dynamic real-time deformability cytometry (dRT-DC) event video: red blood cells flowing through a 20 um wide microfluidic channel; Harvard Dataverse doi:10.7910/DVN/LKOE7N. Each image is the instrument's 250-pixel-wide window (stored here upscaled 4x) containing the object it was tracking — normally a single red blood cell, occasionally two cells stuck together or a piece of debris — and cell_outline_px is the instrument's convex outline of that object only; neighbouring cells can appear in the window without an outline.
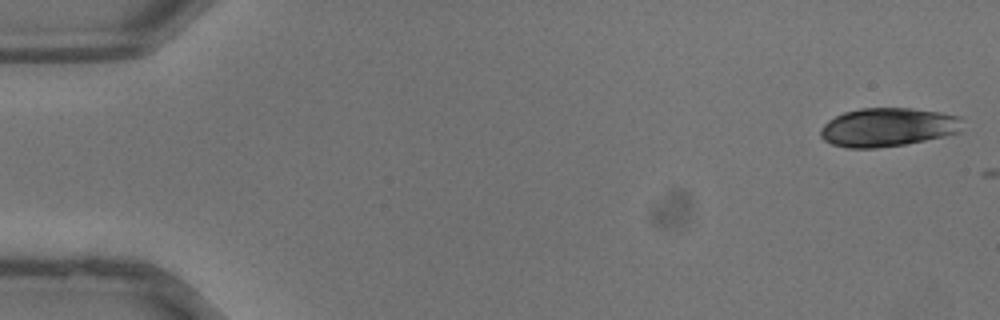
{"species": "common noctule bat (a hibernating species)", "species_latin": "Nyctalus noctula", "temperature_condition": "warm", "stored_images_in_passage": 2, "camera_frame_rate_fps": 3000, "um_per_image_px": 0.085, "animal": {"sex": "male", "body_mass_g": 13.3}, "frame": {"image": 1, "passage_image": 1, "time_ms": 0.0, "image_size_px": [1000, 320], "cell_outline_px": [[960, 132], [944, 136], [904, 144], [876, 148], [848, 148], [832, 144], [824, 140], [820, 136], [820, 128], [828, 120], [844, 112], [860, 108], [912, 108], [940, 112], [960, 116]], "centroid_in_image_um": [75.43, 10.81], "position_along_channel_um": 9.6, "area_um2": 31.91}}